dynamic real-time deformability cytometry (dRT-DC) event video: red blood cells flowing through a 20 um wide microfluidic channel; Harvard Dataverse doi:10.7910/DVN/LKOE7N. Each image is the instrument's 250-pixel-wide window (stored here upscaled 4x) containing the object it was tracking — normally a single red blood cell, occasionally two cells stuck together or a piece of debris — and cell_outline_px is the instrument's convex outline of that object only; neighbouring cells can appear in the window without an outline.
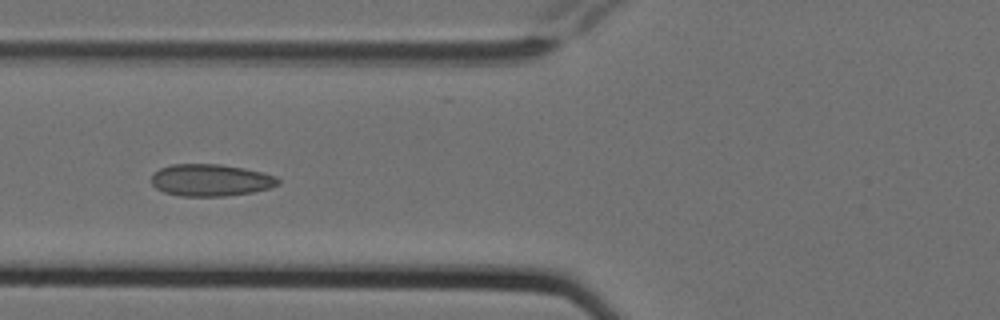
{"species": "Egyptian fruit bat (a non-hibernating species)", "species_latin": "Rousettus aegyptiacus", "temperature_condition": "cold", "stored_images_in_passage": 14, "camera_frame_rate_fps": 3000, "um_per_image_px": 0.085, "animal": {"sex": "female"}, "frame": {"image": 1, "passage_image": 6, "time_ms": 1.667, "image_size_px": [1000, 320], "cell_outline_px": [[280, 184], [272, 188], [252, 192], [224, 196], [180, 196], [164, 192], [156, 188], [152, 184], [152, 176], [160, 168], [172, 164], [220, 164], [244, 168], [276, 176], [280, 180]], "centroid_in_image_um": [17.93, 15.31], "position_along_channel_um": 107.9, "area_um2": 23.64}}
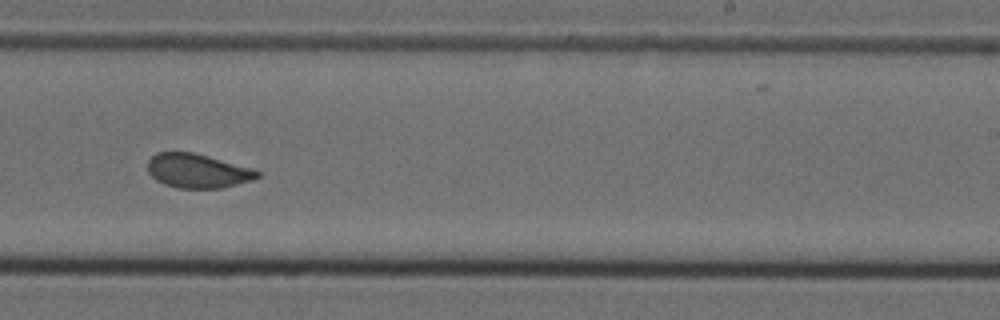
{"frame": {"image": 2, "passage_image": 10, "time_ms": 3.0, "image_size_px": [1000, 320], "cell_outline_px": [[260, 176], [252, 180], [220, 188], [176, 188], [164, 184], [156, 180], [148, 172], [148, 160], [156, 152], [192, 152], [208, 156], [252, 168], [260, 172]], "centroid_in_image_um": [16.77, 14.52], "position_along_channel_um": 272.2, "area_um2": 21.73}}
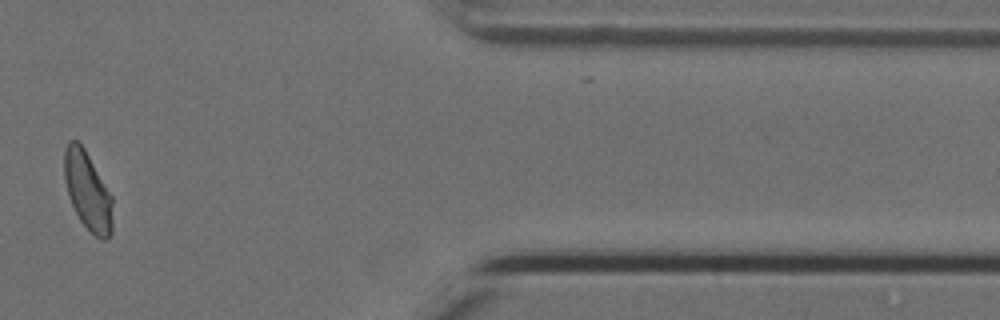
{"frame": {"image": 3, "passage_image": 13, "time_ms": 4.0, "image_size_px": [1000, 320], "cell_outline_px": [[112, 232], [108, 240], [100, 240], [80, 220], [68, 196], [64, 176], [64, 148], [68, 140], [76, 140], [84, 148], [112, 196]], "centroid_in_image_um": [7.45, 16.23], "position_along_channel_um": 404.0, "area_um2": 21.96}}